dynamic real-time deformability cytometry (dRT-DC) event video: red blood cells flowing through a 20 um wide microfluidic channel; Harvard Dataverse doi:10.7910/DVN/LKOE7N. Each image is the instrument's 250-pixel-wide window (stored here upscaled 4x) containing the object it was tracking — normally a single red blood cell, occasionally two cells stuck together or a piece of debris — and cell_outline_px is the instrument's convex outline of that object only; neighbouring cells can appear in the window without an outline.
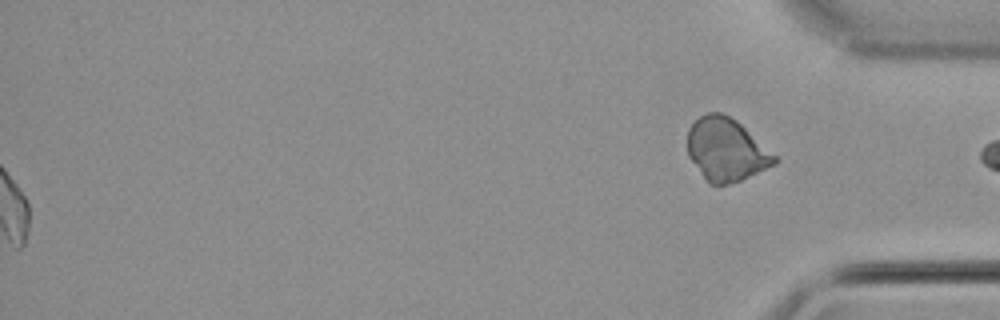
{"species": "common noctule bat (a hibernating species)", "species_latin": "Nyctalus noctula", "temperature_condition": "cold", "stored_images_in_passage": 51, "segment_of_instrument_passage": [2, 2], "camera_frame_rate_fps": 3000, "um_per_image_px": 0.085, "animal": {"sex": "male", "body_mass_g": 21.5, "forearm_length_mm": 52.0}, "frame": {"image": 1, "passage_image": 51, "time_ms": 16.667, "image_size_px": [1000, 320], "cell_outline_px": [[780, 160], [776, 164], [740, 180], [728, 184], [712, 184], [704, 176], [688, 156], [688, 128], [700, 116], [708, 112], [720, 112], [736, 120], [780, 156]], "centroid_in_image_um": [61.79, 12.7], "position_along_channel_um": 373.4, "area_um2": 31.91}}